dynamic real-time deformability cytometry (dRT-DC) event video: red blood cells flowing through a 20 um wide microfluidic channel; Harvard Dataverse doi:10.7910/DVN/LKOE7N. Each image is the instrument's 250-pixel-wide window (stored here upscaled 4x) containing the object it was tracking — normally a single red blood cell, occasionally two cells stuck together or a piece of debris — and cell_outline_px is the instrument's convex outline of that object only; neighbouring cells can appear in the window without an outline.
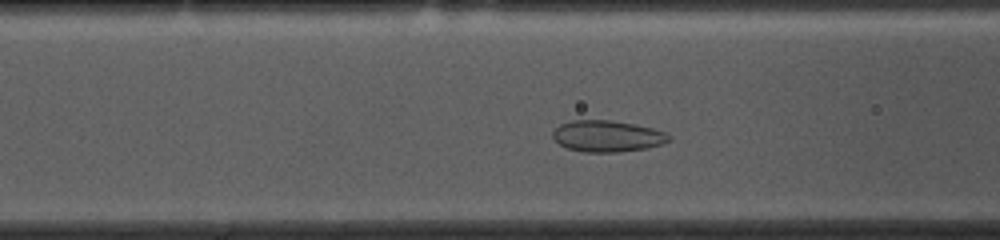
{"species": "common noctule bat (a hibernating species)", "species_latin": "Nyctalus noctula", "temperature_condition": "cold", "stored_images_in_passage": 39, "camera_frame_rate_fps": 3000, "um_per_image_px": 0.085, "animal": {"sex": "female", "body_mass_g": 10.0, "forearm_length_mm": 53.1}, "frame": {"image": 1, "passage_image": 14, "time_ms": 4.333, "image_size_px": [1000, 240], "cell_outline_px": [[672, 136], [668, 140], [660, 144], [648, 148], [616, 152], [584, 152], [568, 148], [560, 144], [552, 136], [552, 132], [560, 124], [572, 120], [608, 120], [636, 124], [652, 128], [664, 132]], "centroid_in_image_um": [51.61, 11.57], "position_along_channel_um": 115.0, "area_um2": 21.1}}
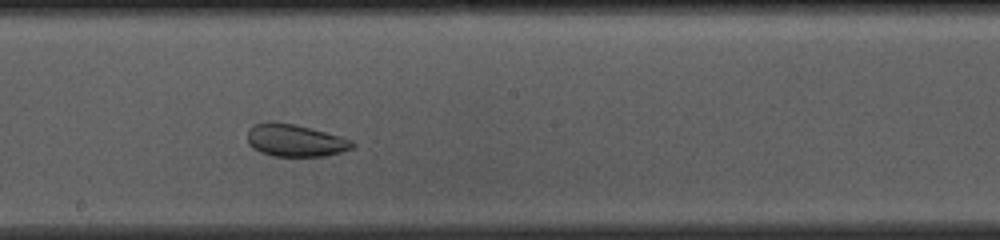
{"frame": {"image": 2, "passage_image": 23, "time_ms": 7.333, "image_size_px": [1000, 240], "cell_outline_px": [[356, 144], [352, 148], [340, 152], [324, 156], [272, 156], [260, 152], [252, 148], [248, 144], [248, 132], [252, 124], [268, 120], [272, 120], [296, 124], [340, 136], [352, 140]], "centroid_in_image_um": [25.04, 11.91], "position_along_channel_um": 223.2, "area_um2": 20.06}}
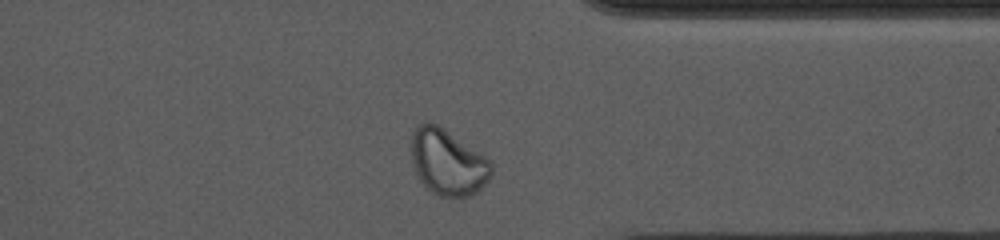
{"frame": {"image": 3, "passage_image": 36, "time_ms": 11.667, "image_size_px": [1000, 240], "cell_outline_px": [[492, 172], [488, 180], [476, 192], [468, 196], [440, 196], [432, 192], [420, 180], [416, 172], [412, 160], [412, 132], [416, 124], [424, 120], [436, 124], [488, 160], [492, 164]], "centroid_in_image_um": [38.01, 13.79], "position_along_channel_um": 373.4, "area_um2": 29.94}}